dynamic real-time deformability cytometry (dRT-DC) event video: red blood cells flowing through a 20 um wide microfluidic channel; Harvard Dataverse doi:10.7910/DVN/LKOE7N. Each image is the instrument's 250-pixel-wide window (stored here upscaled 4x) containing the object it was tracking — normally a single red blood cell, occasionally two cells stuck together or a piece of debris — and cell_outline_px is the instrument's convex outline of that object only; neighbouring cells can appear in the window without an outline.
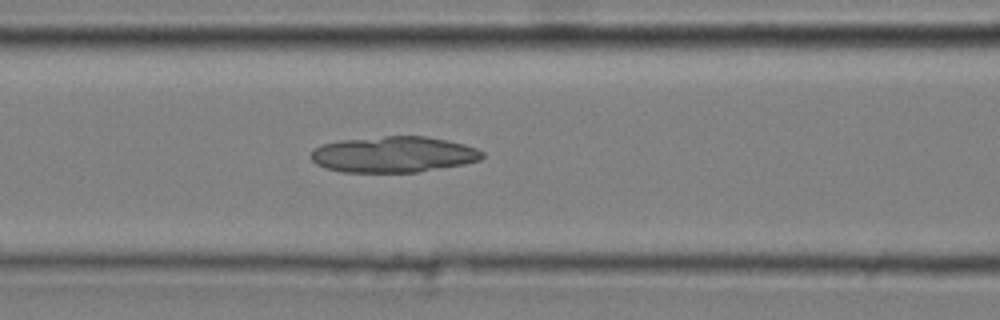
{"species": "common noctule bat (a hibernating species)", "species_latin": "Nyctalus noctula", "temperature_condition": "cold", "stored_images_in_passage": 50, "camera_frame_rate_fps": 3000, "um_per_image_px": 0.085, "animal": {"sex": "male", "body_mass_g": 20.4}, "frame": {"image": 1, "passage_image": 22, "time_ms": 7.0, "image_size_px": [1000, 320], "cell_outline_px": [[484, 156], [480, 160], [464, 164], [416, 172], [344, 172], [324, 168], [316, 164], [312, 160], [312, 148], [324, 144], [340, 140], [384, 136], [424, 136], [448, 140], [464, 144], [476, 148], [484, 152]], "centroid_in_image_um": [33.45, 13.12], "position_along_channel_um": 133.1, "area_um2": 35.95}}
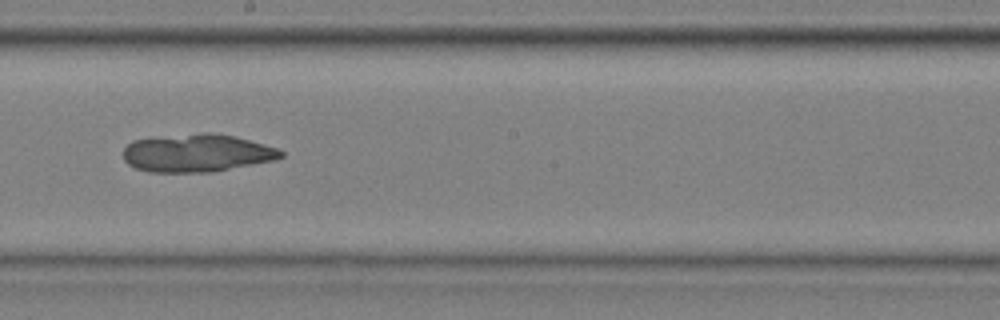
{"frame": {"image": 2, "passage_image": 30, "time_ms": 9.667, "image_size_px": [1000, 320], "cell_outline_px": [[284, 156], [276, 160], [212, 172], [148, 172], [136, 168], [128, 164], [124, 160], [124, 148], [132, 140], [200, 132], [212, 132], [236, 136], [264, 144], [276, 148], [284, 152]], "centroid_in_image_um": [16.76, 13.0], "position_along_channel_um": 231.4, "area_um2": 34.97}}
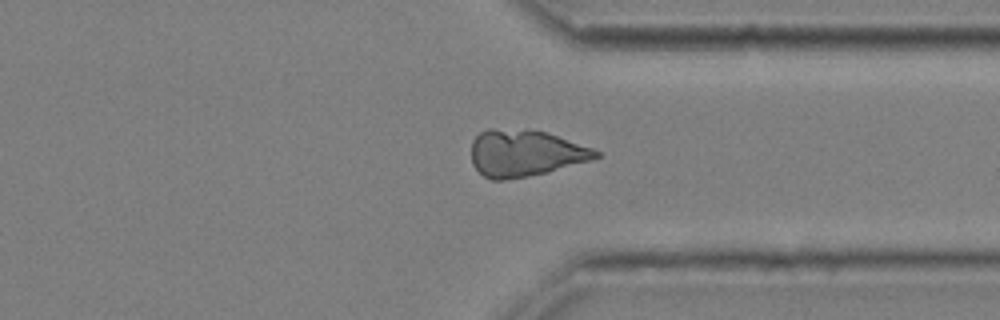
{"frame": {"image": 3, "passage_image": 41, "time_ms": 13.333, "image_size_px": [1000, 320], "cell_outline_px": [[600, 156], [592, 160], [548, 172], [528, 176], [504, 180], [492, 180], [484, 176], [472, 164], [472, 140], [480, 132], [488, 128], [492, 128], [544, 132], [592, 148], [600, 152]], "centroid_in_image_um": [44.61, 13.04], "position_along_channel_um": 366.8, "area_um2": 33.41}}